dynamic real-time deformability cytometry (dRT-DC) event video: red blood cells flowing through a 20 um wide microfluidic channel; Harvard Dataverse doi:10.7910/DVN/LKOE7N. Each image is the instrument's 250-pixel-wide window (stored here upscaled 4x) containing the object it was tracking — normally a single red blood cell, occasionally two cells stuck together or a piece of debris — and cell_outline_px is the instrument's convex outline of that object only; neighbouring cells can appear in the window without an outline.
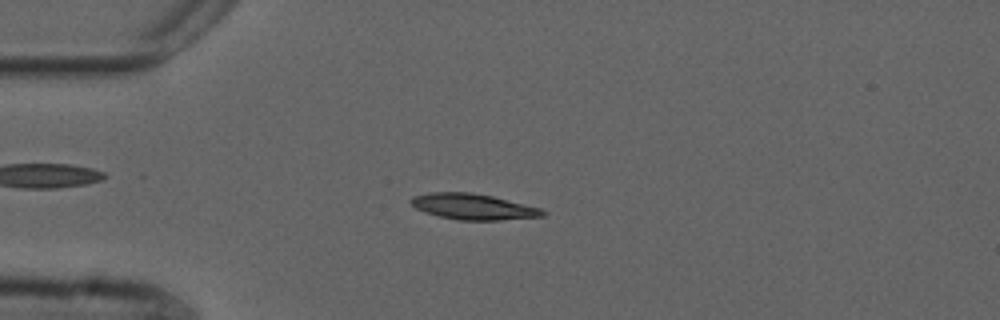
{"species": "common noctule bat (a hibernating species)", "species_latin": "Nyctalus noctula", "temperature_condition": "cold", "stored_images_in_passage": 54, "camera_frame_rate_fps": 3000, "um_per_image_px": 0.085, "animal": {"sex": "male", "forearm_length_mm": 52.5}, "frame": {"image": 1, "passage_image": 13, "time_ms": 4.0, "image_size_px": [1000, 320], "cell_outline_px": [[548, 212], [544, 216], [500, 220], [456, 220], [424, 212], [416, 208], [408, 200], [412, 196], [428, 192], [468, 192], [492, 196], [540, 208]], "centroid_in_image_um": [40.19, 17.56], "position_along_channel_um": 44.8, "area_um2": 19.83}}
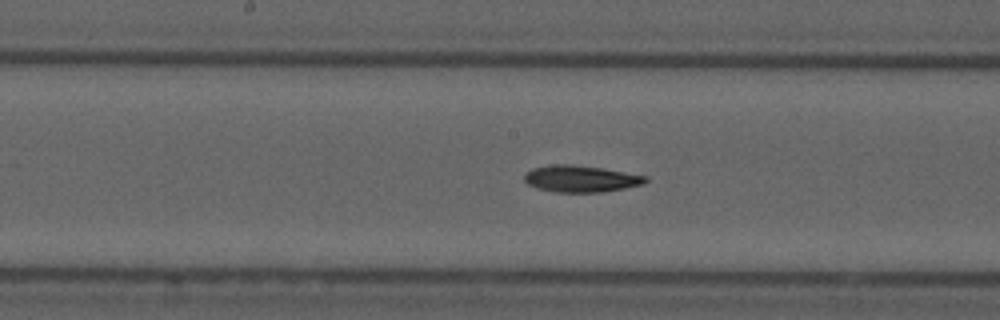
{"frame": {"image": 2, "passage_image": 27, "time_ms": 8.667, "image_size_px": [1000, 320], "cell_outline_px": [[648, 180], [644, 184], [604, 192], [556, 192], [536, 188], [528, 184], [524, 180], [524, 176], [532, 168], [552, 164], [568, 164], [604, 168], [648, 176]], "centroid_in_image_um": [49.39, 15.19], "position_along_channel_um": 198.8, "area_um2": 18.9}}
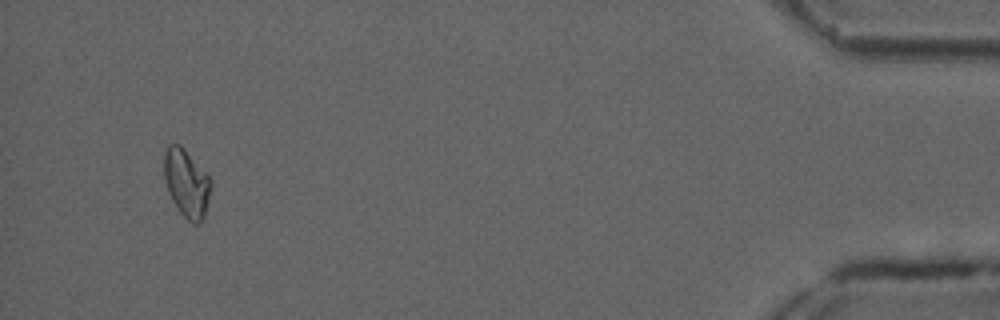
{"frame": {"image": 3, "passage_image": 51, "time_ms": 16.667, "image_size_px": [1000, 320], "cell_outline_px": [[212, 184], [204, 220], [200, 224], [192, 224], [176, 208], [168, 192], [164, 180], [164, 152], [168, 144], [180, 144], [184, 148], [212, 180]], "centroid_in_image_um": [15.86, 15.6], "position_along_channel_um": 419.3, "area_um2": 18.79}}